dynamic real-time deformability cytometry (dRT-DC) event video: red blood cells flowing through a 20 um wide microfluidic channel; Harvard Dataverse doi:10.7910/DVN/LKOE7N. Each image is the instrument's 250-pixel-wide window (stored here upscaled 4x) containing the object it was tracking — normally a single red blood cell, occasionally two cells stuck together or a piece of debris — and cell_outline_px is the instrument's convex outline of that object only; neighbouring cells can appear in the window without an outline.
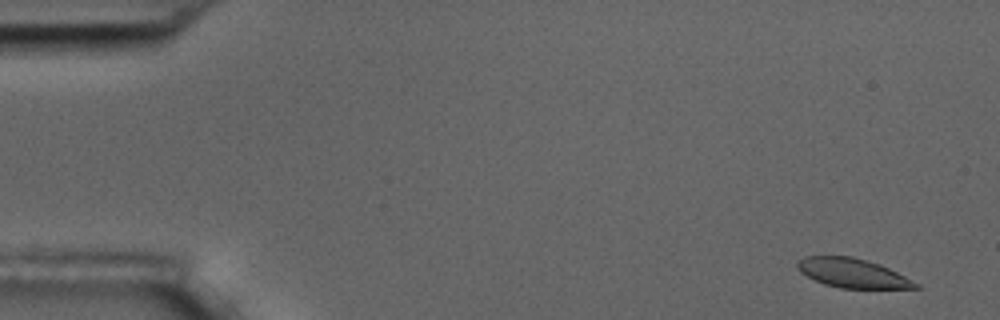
{"species": "common noctule bat (a hibernating species)", "species_latin": "Nyctalus noctula", "temperature_condition": "room temperature", "stored_images_in_passage": 6, "segment_of_instrument_passage": [1, 2], "camera_frame_rate_fps": 3000, "um_per_image_px": 0.085, "animal": {"sex": "male", "body_mass_g": 17.5, "forearm_length_mm": 52.3}, "frame": {"image": 1, "passage_image": 1, "time_ms": 0.0, "image_size_px": [1000, 320], "cell_outline_px": [[920, 288], [840, 288], [824, 284], [800, 272], [796, 268], [796, 260], [804, 256], [852, 256], [880, 264], [920, 284]], "centroid_in_image_um": [72.42, 23.2], "position_along_channel_um": 12.6, "area_um2": 20.06}}
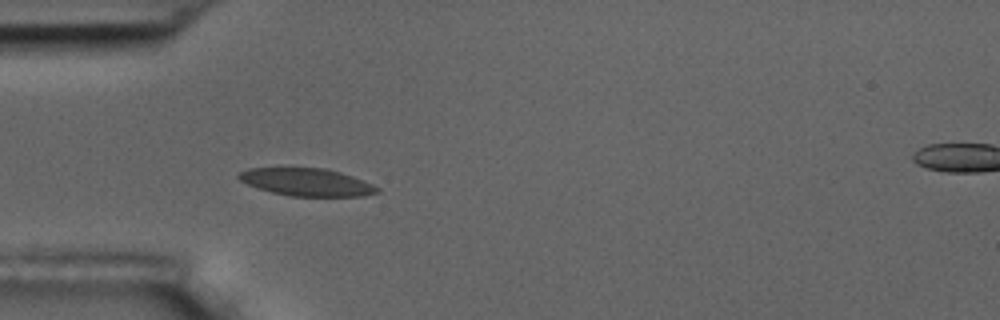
{"frame": {"image": 2, "passage_image": 5, "time_ms": 4.667, "image_size_px": [1000, 320], "cell_outline_px": [[380, 192], [364, 196], [288, 196], [272, 192], [248, 184], [240, 180], [236, 176], [240, 172], [248, 168], [324, 168], [340, 172], [352, 176], [372, 184], [380, 188]], "centroid_in_image_um": [26.09, 15.48], "position_along_channel_um": 58.9, "area_um2": 22.14}}